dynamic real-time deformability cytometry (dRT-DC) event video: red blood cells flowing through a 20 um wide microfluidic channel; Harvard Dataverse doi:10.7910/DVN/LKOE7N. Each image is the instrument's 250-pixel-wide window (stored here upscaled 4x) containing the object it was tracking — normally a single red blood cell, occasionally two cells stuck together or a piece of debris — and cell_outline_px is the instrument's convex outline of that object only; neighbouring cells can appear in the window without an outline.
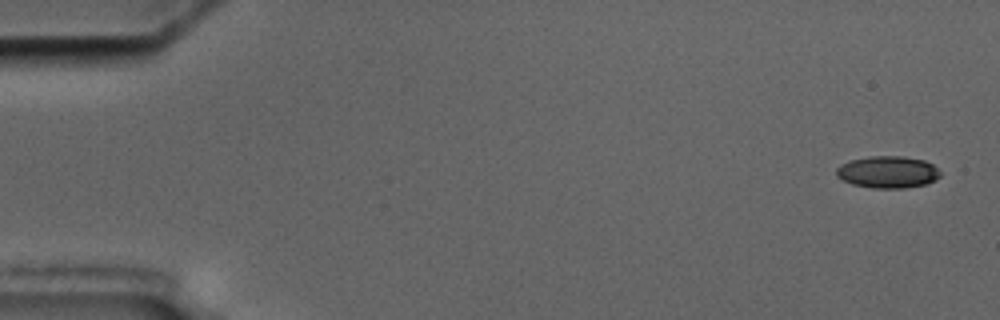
{"species": "common noctule bat (a hibernating species)", "species_latin": "Nyctalus noctula", "temperature_condition": "cold", "stored_images_in_passage": 4, "camera_frame_rate_fps": 3000, "um_per_image_px": 0.085, "animal": {"sex": "male", "body_mass_g": 17.5, "forearm_length_mm": 52.3}, "frame": {"image": 1, "passage_image": 1, "time_ms": 0.0, "image_size_px": [1000, 320], "cell_outline_px": [[940, 176], [936, 180], [924, 184], [904, 188], [872, 188], [852, 184], [836, 176], [836, 168], [840, 164], [848, 160], [868, 156], [904, 156], [924, 160], [932, 164], [940, 172]], "centroid_in_image_um": [75.43, 14.61], "position_along_channel_um": 9.6, "area_um2": 19.48}}